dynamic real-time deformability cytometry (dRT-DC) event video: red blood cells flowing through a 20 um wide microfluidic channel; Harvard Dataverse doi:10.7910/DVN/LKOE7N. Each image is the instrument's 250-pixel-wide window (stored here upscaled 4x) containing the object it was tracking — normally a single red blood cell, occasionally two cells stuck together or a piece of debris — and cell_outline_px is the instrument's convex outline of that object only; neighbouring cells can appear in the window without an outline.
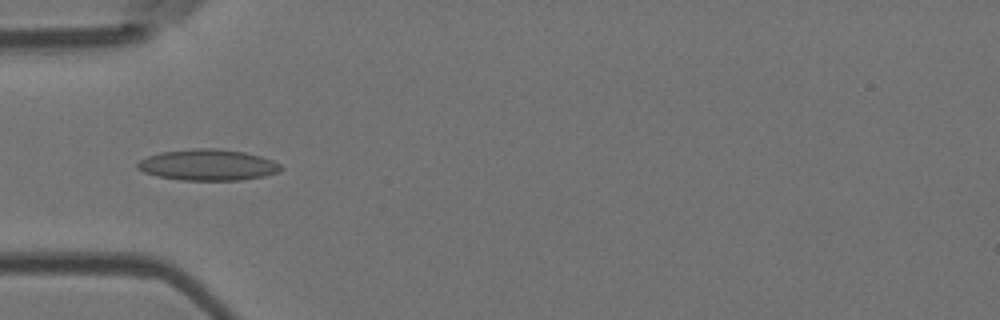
{"species": "Egyptian fruit bat (a non-hibernating species)", "species_latin": "Rousettus aegyptiacus", "temperature_condition": "room temperature", "stored_images_in_passage": 5, "camera_frame_rate_fps": 3000, "um_per_image_px": 0.085, "animal": {"sex": "female"}, "frame": {"image": 1, "passage_image": 5, "time_ms": 4.667, "image_size_px": [1000, 320], "cell_outline_px": [[284, 168], [280, 172], [264, 176], [240, 180], [184, 180], [156, 176], [144, 172], [136, 168], [136, 164], [140, 160], [148, 156], [160, 152], [192, 148], [220, 148], [244, 152], [260, 156], [272, 160], [280, 164]], "centroid_in_image_um": [17.68, 14.01], "position_along_channel_um": 67.3, "area_um2": 26.18}}